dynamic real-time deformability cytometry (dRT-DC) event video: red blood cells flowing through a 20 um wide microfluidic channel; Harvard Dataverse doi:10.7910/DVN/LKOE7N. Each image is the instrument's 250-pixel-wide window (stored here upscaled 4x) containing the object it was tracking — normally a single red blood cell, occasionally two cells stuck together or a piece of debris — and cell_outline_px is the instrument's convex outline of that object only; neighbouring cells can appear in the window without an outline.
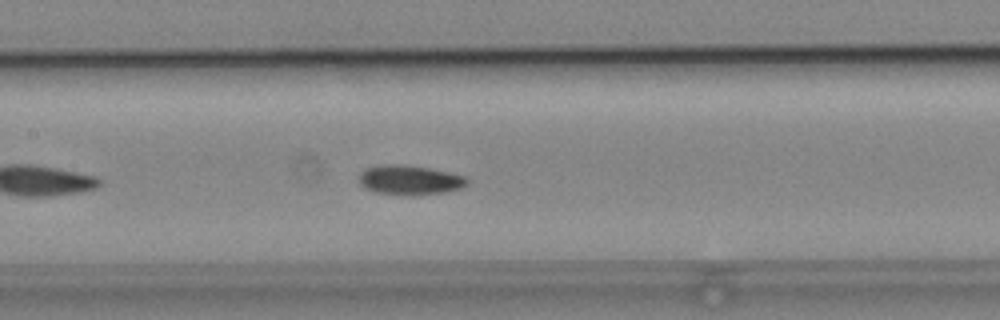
{"species": "common noctule bat (a hibernating species)", "species_latin": "Nyctalus noctula", "temperature_condition": "cold", "stored_images_in_passage": 41, "camera_frame_rate_fps": 3000, "um_per_image_px": 0.085, "animal": {"sex": "male", "body_mass_g": 19.2, "forearm_length_mm": 51.8}, "frame": {"image": 1, "passage_image": 12, "time_ms": 3.667, "image_size_px": [1000, 320], "cell_outline_px": [[468, 184], [460, 188], [444, 192], [376, 192], [364, 188], [360, 184], [360, 172], [364, 168], [384, 164], [404, 164], [428, 168], [448, 172], [464, 176], [468, 180]], "centroid_in_image_um": [34.79, 15.23], "position_along_channel_um": 172.6, "area_um2": 17.69}, "authors_computed_cell_mechanics": {"area_um2": 17.7446, "velocity_mm_per_s": 3.8721, "shape_relaxation_time_tau1_ms": null, "shape_relaxation_time_tau2_ms": 3.4038, "deformation_change_tau1": null, "deformation_change_tau2": 0.077}}